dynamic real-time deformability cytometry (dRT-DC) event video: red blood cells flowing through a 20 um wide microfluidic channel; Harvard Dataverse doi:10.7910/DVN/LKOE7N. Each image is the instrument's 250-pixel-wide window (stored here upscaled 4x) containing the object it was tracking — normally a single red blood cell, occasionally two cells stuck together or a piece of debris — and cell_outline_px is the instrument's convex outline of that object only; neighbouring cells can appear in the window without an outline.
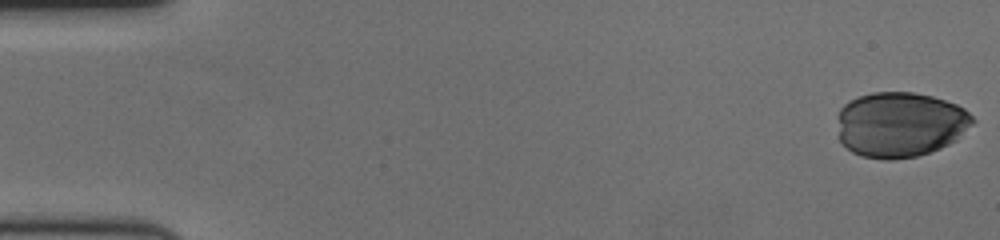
{"species": "human", "species_latin": "Homo sapiens", "temperature_condition": "cold", "stored_images_in_passage": 51, "camera_frame_rate_fps": 3000, "um_per_image_px": 0.085, "donor": {"sex": "female"}, "frame": {"image": 1, "passage_image": 1, "time_ms": 0.0, "image_size_px": [1000, 240], "cell_outline_px": [[976, 120], [956, 140], [940, 148], [916, 156], [892, 160], [884, 160], [860, 156], [852, 152], [840, 140], [836, 116], [840, 108], [848, 100], [856, 96], [872, 92], [912, 92], [932, 96], [956, 104], [964, 108]], "centroid_in_image_um": [76.47, 10.57], "position_along_channel_um": 8.5, "area_um2": 51.79}}
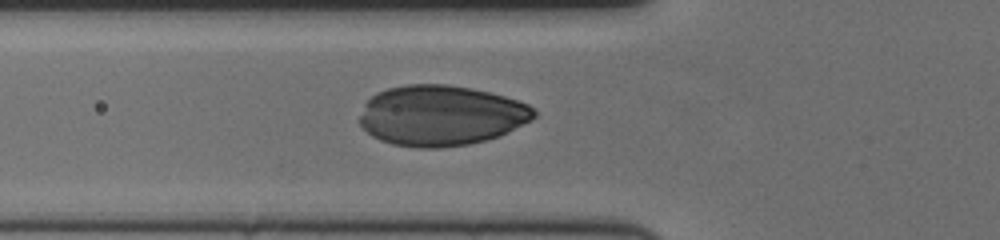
{"frame": {"image": 2, "passage_image": 22, "time_ms": 7.0, "image_size_px": [1000, 240], "cell_outline_px": [[536, 116], [532, 120], [500, 136], [468, 144], [440, 148], [416, 148], [392, 144], [380, 140], [372, 136], [360, 124], [360, 116], [364, 104], [376, 92], [388, 88], [408, 84], [448, 84], [472, 88], [504, 96], [528, 104], [536, 112]], "centroid_in_image_um": [37.48, 9.82], "position_along_channel_um": 88.3, "area_um2": 61.5}}
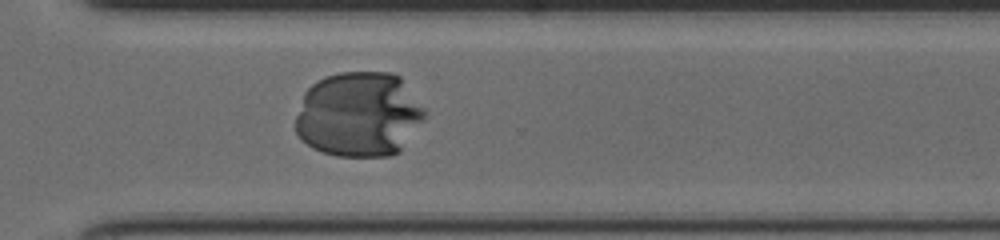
{"frame": {"image": 3, "passage_image": 44, "time_ms": 14.333, "image_size_px": [1000, 240], "cell_outline_px": [[424, 116], [400, 152], [392, 156], [336, 156], [312, 148], [296, 132], [296, 116], [304, 92], [312, 84], [328, 76], [340, 72], [392, 72], [400, 76], [424, 108]], "centroid_in_image_um": [30.5, 9.72], "position_along_channel_um": 340.1, "area_um2": 63.75}}